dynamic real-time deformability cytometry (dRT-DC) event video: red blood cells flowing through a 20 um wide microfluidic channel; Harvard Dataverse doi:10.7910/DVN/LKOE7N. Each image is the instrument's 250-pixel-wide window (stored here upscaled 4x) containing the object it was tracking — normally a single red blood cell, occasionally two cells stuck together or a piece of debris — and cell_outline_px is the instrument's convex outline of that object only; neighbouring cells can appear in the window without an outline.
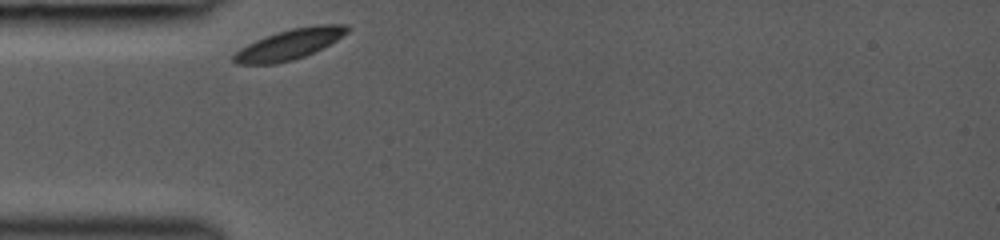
{"species": "common noctule bat (a hibernating species)", "species_latin": "Nyctalus noctula", "temperature_condition": "room temperature", "stored_images_in_passage": 10, "camera_frame_rate_fps": 3000, "um_per_image_px": 0.085, "animal": {"sex": "female", "body_mass_g": 19.0, "forearm_length_mm": 53.3}, "frame": {"image": 1, "passage_image": 1, "time_ms": 0.0, "image_size_px": [1000, 240], "cell_outline_px": [[352, 28], [348, 32], [336, 40], [304, 56], [292, 60], [276, 64], [236, 64], [232, 60], [232, 56], [240, 48], [256, 40], [276, 32], [292, 28], [320, 24], [348, 24]], "centroid_in_image_um": [24.6, 3.75], "position_along_channel_um": 60.4, "area_um2": 19.94}}
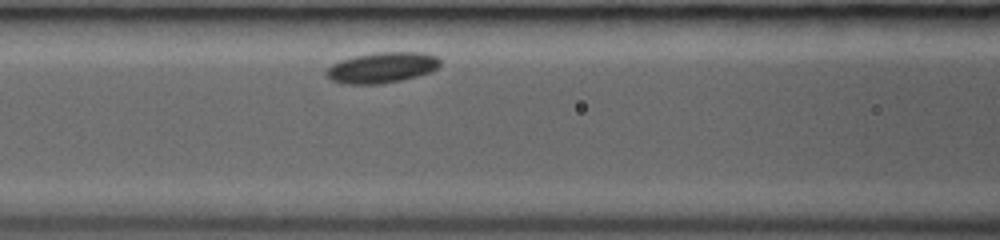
{"frame": {"image": 2, "passage_image": 7, "time_ms": 2.0, "image_size_px": [1000, 240], "cell_outline_px": [[440, 64], [432, 72], [400, 80], [380, 84], [344, 84], [332, 80], [328, 76], [328, 68], [332, 64], [340, 60], [356, 56], [376, 52], [420, 52], [436, 56], [440, 60]], "centroid_in_image_um": [32.49, 5.74], "position_along_channel_um": 134.1, "area_um2": 20.11}}
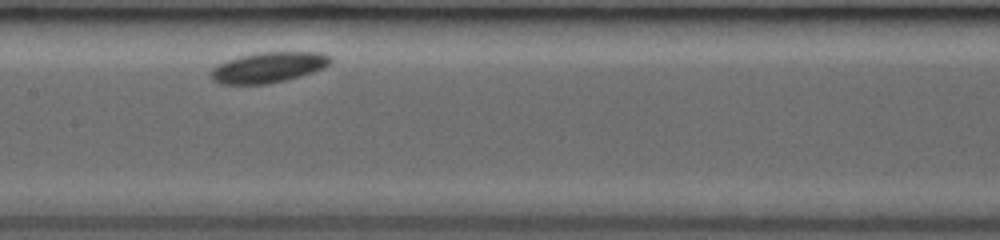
{"frame": {"image": 3, "passage_image": 9, "time_ms": 3.333, "image_size_px": [1000, 240], "cell_outline_px": [[332, 60], [324, 68], [300, 76], [268, 84], [220, 84], [212, 80], [212, 68], [228, 60], [240, 56], [260, 52], [320, 52], [332, 56]], "centroid_in_image_um": [22.84, 5.72], "position_along_channel_um": 184.6, "area_um2": 21.1}}